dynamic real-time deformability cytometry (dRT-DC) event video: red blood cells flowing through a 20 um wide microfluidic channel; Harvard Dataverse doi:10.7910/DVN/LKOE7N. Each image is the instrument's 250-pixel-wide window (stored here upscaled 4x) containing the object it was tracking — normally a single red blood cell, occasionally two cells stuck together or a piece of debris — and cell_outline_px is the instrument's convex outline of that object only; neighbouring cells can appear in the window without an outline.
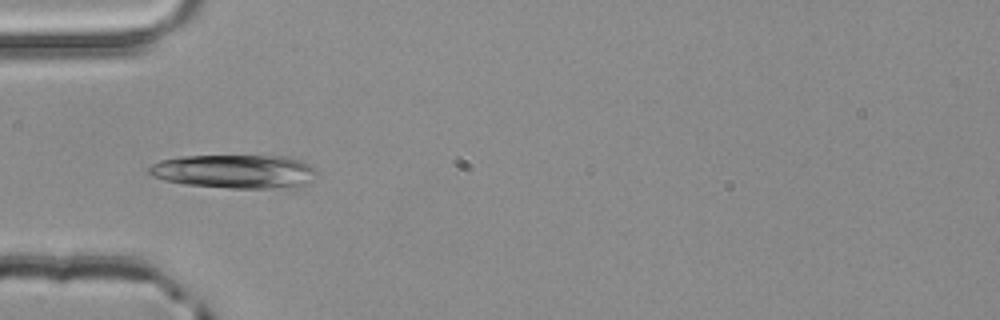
{"species": "common noctule bat (a hibernating species)", "species_latin": "Nyctalus noctula", "temperature_condition": "room temperature", "stored_images_in_passage": 4, "camera_frame_rate_fps": 3000, "um_per_image_px": 0.085, "animal": {"sex": "male", "body_mass_g": 20.4}, "frame": {"image": 1, "passage_image": 4, "time_ms": 1.0, "image_size_px": [1000, 320], "cell_outline_px": [[316, 172], [296, 188], [288, 192], [228, 188], [184, 184], [164, 180], [152, 176], [148, 172], [148, 168], [152, 164], [160, 160], [180, 156], [288, 156], [300, 160], [316, 168]], "centroid_in_image_um": [19.98, 14.61], "position_along_channel_um": 65.0, "area_um2": 33.87}}